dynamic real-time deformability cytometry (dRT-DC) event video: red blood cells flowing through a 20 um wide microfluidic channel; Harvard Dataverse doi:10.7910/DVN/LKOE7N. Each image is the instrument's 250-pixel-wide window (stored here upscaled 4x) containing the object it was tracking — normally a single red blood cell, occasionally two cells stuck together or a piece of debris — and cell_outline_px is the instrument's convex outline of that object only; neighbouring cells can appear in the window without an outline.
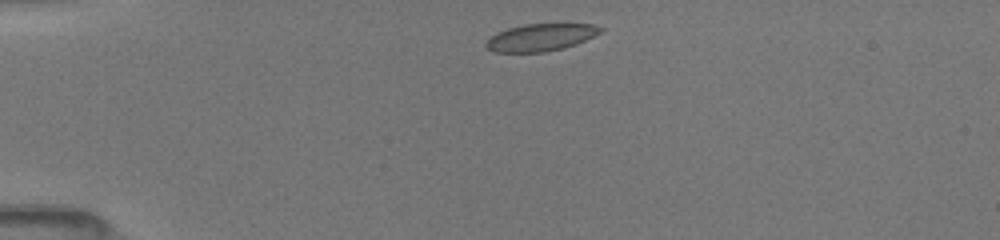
{"species": "common noctule bat (a hibernating species)", "species_latin": "Nyctalus noctula", "temperature_condition": "room temperature", "stored_images_in_passage": 40, "camera_frame_rate_fps": 3000, "um_per_image_px": 0.085, "animal": {"sex": "female", "body_mass_g": 19.5, "forearm_length_mm": 54.1}, "frame": {"image": 1, "passage_image": 1, "time_ms": 0.0, "image_size_px": [1000, 240], "cell_outline_px": [[604, 32], [576, 44], [564, 48], [544, 52], [492, 52], [484, 44], [496, 32], [508, 28], [524, 24], [592, 24], [604, 28]], "centroid_in_image_um": [45.99, 3.18], "position_along_channel_um": 39.0, "area_um2": 18.26}}
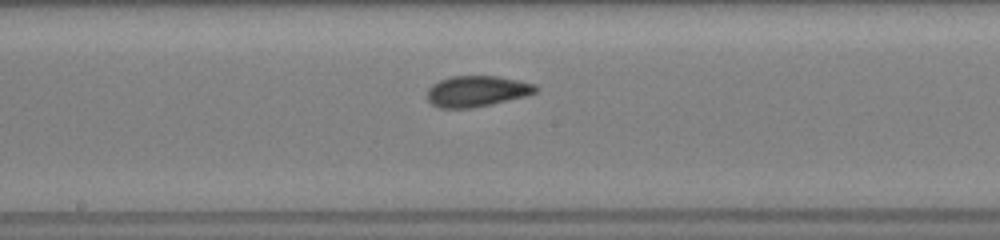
{"frame": {"image": 2, "passage_image": 17, "time_ms": 5.333, "image_size_px": [1000, 240], "cell_outline_px": [[540, 88], [536, 92], [528, 96], [492, 104], [472, 108], [440, 108], [432, 104], [428, 100], [428, 88], [432, 84], [448, 76], [496, 76], [536, 84]], "centroid_in_image_um": [40.55, 7.75], "position_along_channel_um": 207.6, "area_um2": 19.71}}
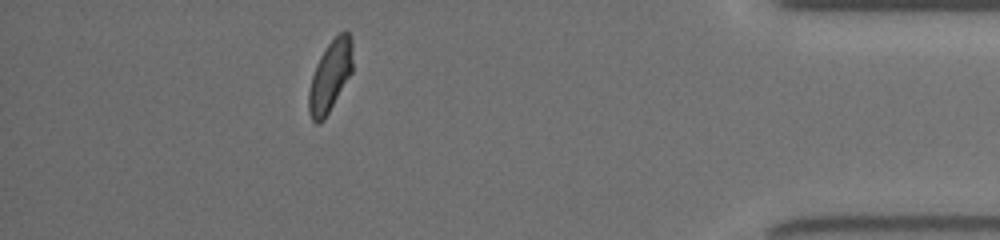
{"frame": {"image": 3, "passage_image": 35, "time_ms": 11.333, "image_size_px": [1000, 240], "cell_outline_px": [[352, 72], [324, 120], [320, 124], [316, 124], [312, 120], [308, 112], [308, 92], [312, 76], [316, 64], [320, 56], [328, 44], [340, 32], [348, 32], [352, 40]], "centroid_in_image_um": [28.05, 6.51], "position_along_channel_um": 407.2, "area_um2": 18.15}, "authors_computed_cell_mechanics": {"area_um2": 18.8428, "velocity_mm_per_s": 4.014, "shape_relaxation_time_tau1_ms": 10.1239, "shape_relaxation_time_tau2_ms": 1.1642, "deformation_change_tau1": 0.1978, "deformation_change_tau2": 0.0526}}